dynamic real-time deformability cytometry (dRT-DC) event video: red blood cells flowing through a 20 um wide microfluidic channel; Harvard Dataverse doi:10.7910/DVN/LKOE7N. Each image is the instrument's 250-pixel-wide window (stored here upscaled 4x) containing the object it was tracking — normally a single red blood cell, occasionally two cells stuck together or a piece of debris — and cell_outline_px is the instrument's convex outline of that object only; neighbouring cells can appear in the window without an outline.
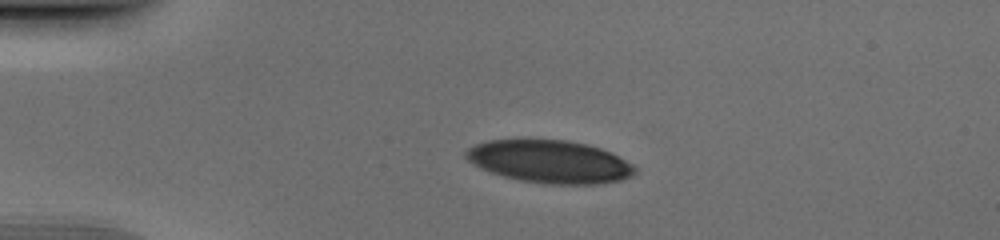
{"species": "human", "species_latin": "Homo sapiens", "temperature_condition": "cold", "stored_images_in_passage": 40, "camera_frame_rate_fps": 3000, "um_per_image_px": 0.085, "donor": {"sex": "male"}, "frame": {"image": 1, "passage_image": 1, "time_ms": 0.0, "image_size_px": [1000, 240], "cell_outline_px": [[636, 172], [632, 176], [620, 180], [596, 184], [544, 184], [520, 180], [504, 176], [492, 172], [468, 160], [464, 156], [464, 152], [468, 148], [476, 144], [488, 140], [568, 140], [588, 144], [600, 148], [632, 164], [636, 168]], "centroid_in_image_um": [46.74, 13.74], "position_along_channel_um": 38.3, "area_um2": 41.67}}
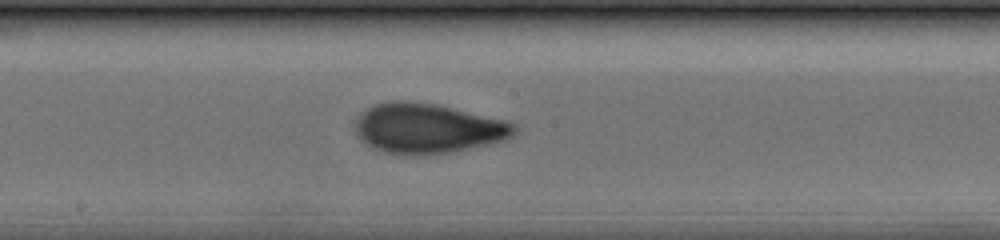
{"frame": {"image": 2, "passage_image": 17, "time_ms": 5.333, "image_size_px": [1000, 240], "cell_outline_px": [[520, 128], [512, 136], [504, 140], [452, 152], [416, 156], [408, 156], [384, 152], [364, 144], [360, 140], [352, 124], [360, 112], [372, 104], [392, 100], [404, 100], [436, 104], [504, 120], [516, 124]], "centroid_in_image_um": [36.28, 10.91], "position_along_channel_um": 211.9, "area_um2": 46.93}}
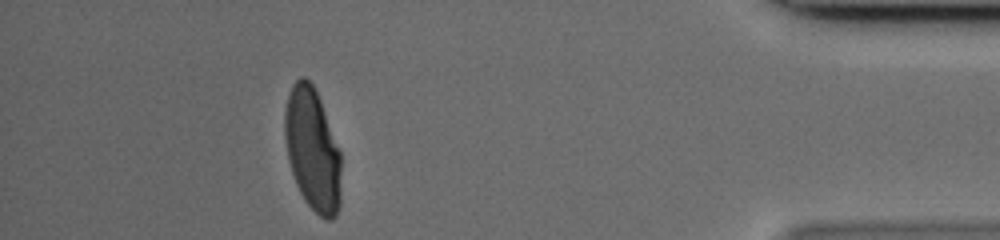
{"frame": {"image": 3, "passage_image": 35, "time_ms": 11.333, "image_size_px": [1000, 240], "cell_outline_px": [[340, 204], [336, 216], [332, 220], [328, 220], [320, 216], [304, 200], [296, 184], [288, 160], [284, 136], [284, 112], [288, 96], [292, 84], [300, 76], [304, 76], [316, 88], [340, 152]], "centroid_in_image_um": [26.55, 12.7], "position_along_channel_um": 408.7, "area_um2": 40.34}}